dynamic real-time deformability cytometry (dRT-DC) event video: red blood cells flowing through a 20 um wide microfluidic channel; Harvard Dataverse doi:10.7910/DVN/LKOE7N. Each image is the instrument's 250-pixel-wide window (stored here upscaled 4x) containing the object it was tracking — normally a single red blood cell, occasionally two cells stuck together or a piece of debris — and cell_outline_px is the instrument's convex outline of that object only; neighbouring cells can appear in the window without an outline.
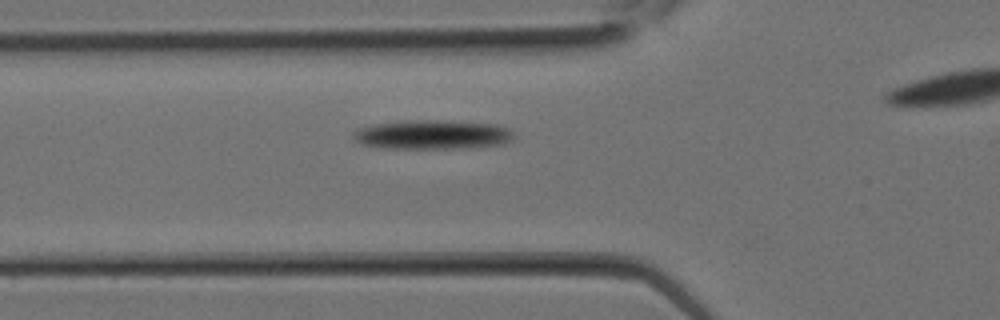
{"species": "Egyptian fruit bat (a non-hibernating species)", "species_latin": "Rousettus aegyptiacus", "temperature_condition": "room temperature", "stored_images_in_passage": 12, "camera_frame_rate_fps": 3000, "um_per_image_px": 0.085, "animal": {"sex": "female"}, "frame": {"image": 1, "passage_image": 6, "time_ms": 1.667, "image_size_px": [1000, 320], "cell_outline_px": [[512, 140], [504, 144], [456, 148], [384, 148], [360, 144], [352, 136], [352, 132], [360, 128], [372, 124], [416, 120], [436, 120], [496, 124], [508, 128], [512, 132]], "centroid_in_image_um": [36.73, 11.44], "position_along_channel_um": 89.1, "area_um2": 27.11}}
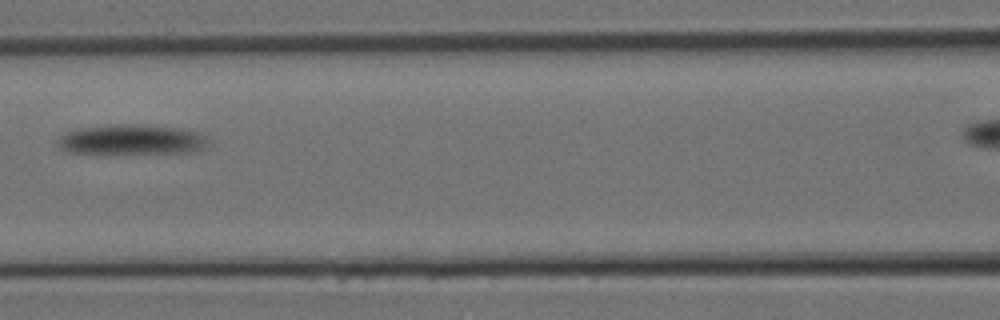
{"frame": {"image": 2, "passage_image": 9, "time_ms": 2.667, "image_size_px": [1000, 320], "cell_outline_px": [[212, 144], [208, 148], [196, 152], [108, 156], [68, 152], [60, 148], [56, 140], [64, 132], [76, 128], [116, 124], [144, 124], [180, 128], [200, 132]], "centroid_in_image_um": [11.2, 11.92], "position_along_channel_um": 155.4, "area_um2": 28.32}}
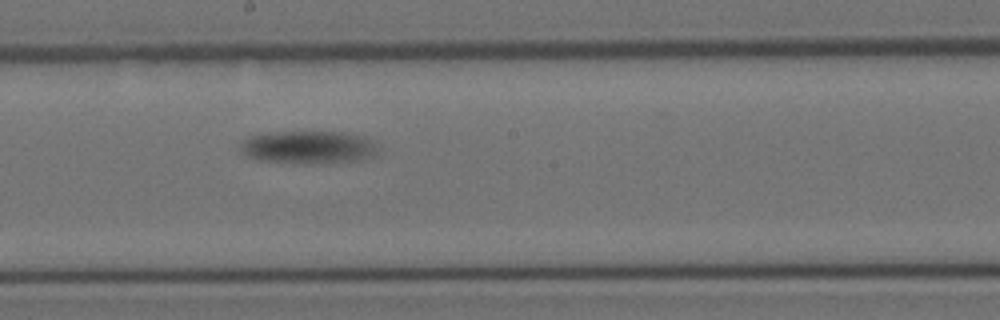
{"frame": {"image": 3, "passage_image": 12, "time_ms": 3.667, "image_size_px": [1000, 320], "cell_outline_px": [[376, 152], [372, 156], [364, 160], [256, 160], [240, 152], [240, 144], [244, 140], [252, 136], [276, 132], [344, 132], [364, 136], [372, 140], [376, 148]], "centroid_in_image_um": [26.21, 12.45], "position_along_channel_um": 222.0, "area_um2": 24.8}}